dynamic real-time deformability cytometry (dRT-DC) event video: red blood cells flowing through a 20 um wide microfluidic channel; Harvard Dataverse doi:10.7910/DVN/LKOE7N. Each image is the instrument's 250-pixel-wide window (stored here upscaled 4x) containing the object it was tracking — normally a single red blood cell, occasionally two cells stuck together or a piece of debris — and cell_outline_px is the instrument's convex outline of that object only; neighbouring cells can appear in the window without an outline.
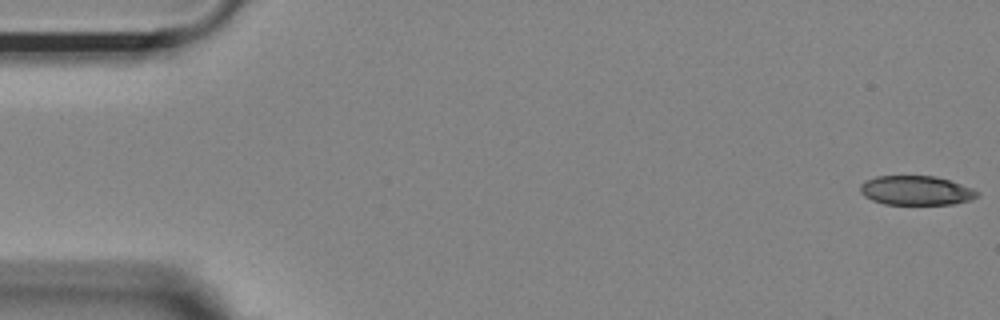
{"species": "Egyptian fruit bat (a non-hibernating species)", "species_latin": "Rousettus aegyptiacus", "temperature_condition": "room temperature", "stored_images_in_passage": 5, "camera_frame_rate_fps": 3000, "um_per_image_px": 0.085, "animal": {"sex": "female"}, "frame": {"image": 1, "passage_image": 1, "time_ms": 0.0, "image_size_px": [1000, 320], "cell_outline_px": [[980, 196], [972, 200], [952, 204], [884, 204], [872, 200], [864, 196], [860, 192], [860, 184], [864, 180], [876, 176], [936, 176], [972, 188], [980, 192]], "centroid_in_image_um": [77.87, 16.19], "position_along_channel_um": 7.1, "area_um2": 20.11}}